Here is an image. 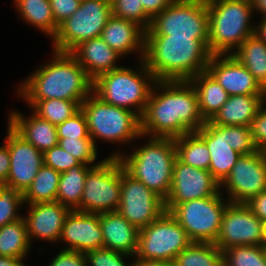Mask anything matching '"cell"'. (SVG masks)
Wrapping results in <instances>:
<instances>
[{"label":"cell","mask_w":266,"mask_h":266,"mask_svg":"<svg viewBox=\"0 0 266 266\" xmlns=\"http://www.w3.org/2000/svg\"><path fill=\"white\" fill-rule=\"evenodd\" d=\"M154 85L158 88L151 89L140 117L141 135L176 138L196 132L205 124L197 92L189 80L155 81Z\"/></svg>","instance_id":"obj_1"},{"label":"cell","mask_w":266,"mask_h":266,"mask_svg":"<svg viewBox=\"0 0 266 266\" xmlns=\"http://www.w3.org/2000/svg\"><path fill=\"white\" fill-rule=\"evenodd\" d=\"M209 37L145 35L143 61L156 81L190 80L206 71Z\"/></svg>","instance_id":"obj_2"},{"label":"cell","mask_w":266,"mask_h":266,"mask_svg":"<svg viewBox=\"0 0 266 266\" xmlns=\"http://www.w3.org/2000/svg\"><path fill=\"white\" fill-rule=\"evenodd\" d=\"M54 53L52 61L21 84L19 95L26 100L84 101L93 92V80L70 52Z\"/></svg>","instance_id":"obj_3"},{"label":"cell","mask_w":266,"mask_h":266,"mask_svg":"<svg viewBox=\"0 0 266 266\" xmlns=\"http://www.w3.org/2000/svg\"><path fill=\"white\" fill-rule=\"evenodd\" d=\"M150 138L147 144L137 148L127 157L119 154V151L109 157H118L130 176L166 200L176 160L174 138L152 136Z\"/></svg>","instance_id":"obj_4"},{"label":"cell","mask_w":266,"mask_h":266,"mask_svg":"<svg viewBox=\"0 0 266 266\" xmlns=\"http://www.w3.org/2000/svg\"><path fill=\"white\" fill-rule=\"evenodd\" d=\"M206 1L211 55H226L254 34V27L250 25L254 13L251 0Z\"/></svg>","instance_id":"obj_5"},{"label":"cell","mask_w":266,"mask_h":266,"mask_svg":"<svg viewBox=\"0 0 266 266\" xmlns=\"http://www.w3.org/2000/svg\"><path fill=\"white\" fill-rule=\"evenodd\" d=\"M140 63L142 71L139 70V72L121 66L101 74L93 81V93L103 102L134 111L141 117L153 87L151 85L156 80L143 59ZM130 106H135V110H132Z\"/></svg>","instance_id":"obj_6"},{"label":"cell","mask_w":266,"mask_h":266,"mask_svg":"<svg viewBox=\"0 0 266 266\" xmlns=\"http://www.w3.org/2000/svg\"><path fill=\"white\" fill-rule=\"evenodd\" d=\"M81 110L94 143L97 138L123 144L143 137L140 117L134 111L107 104L93 92L81 103Z\"/></svg>","instance_id":"obj_7"},{"label":"cell","mask_w":266,"mask_h":266,"mask_svg":"<svg viewBox=\"0 0 266 266\" xmlns=\"http://www.w3.org/2000/svg\"><path fill=\"white\" fill-rule=\"evenodd\" d=\"M223 202L220 191L210 197L180 204H165V209L186 230L193 242L214 243L219 234L223 213L230 203Z\"/></svg>","instance_id":"obj_8"},{"label":"cell","mask_w":266,"mask_h":266,"mask_svg":"<svg viewBox=\"0 0 266 266\" xmlns=\"http://www.w3.org/2000/svg\"><path fill=\"white\" fill-rule=\"evenodd\" d=\"M111 16L110 0H81L79 9L58 25L53 49L71 52L81 42L101 36Z\"/></svg>","instance_id":"obj_9"},{"label":"cell","mask_w":266,"mask_h":266,"mask_svg":"<svg viewBox=\"0 0 266 266\" xmlns=\"http://www.w3.org/2000/svg\"><path fill=\"white\" fill-rule=\"evenodd\" d=\"M208 27L206 0H175L151 20L145 35L209 37Z\"/></svg>","instance_id":"obj_10"},{"label":"cell","mask_w":266,"mask_h":266,"mask_svg":"<svg viewBox=\"0 0 266 266\" xmlns=\"http://www.w3.org/2000/svg\"><path fill=\"white\" fill-rule=\"evenodd\" d=\"M121 201V162L108 157L87 173L80 205L76 211L102 213L117 211Z\"/></svg>","instance_id":"obj_11"},{"label":"cell","mask_w":266,"mask_h":266,"mask_svg":"<svg viewBox=\"0 0 266 266\" xmlns=\"http://www.w3.org/2000/svg\"><path fill=\"white\" fill-rule=\"evenodd\" d=\"M193 241L176 219L165 211L154 222L139 230L135 258L173 262Z\"/></svg>","instance_id":"obj_12"},{"label":"cell","mask_w":266,"mask_h":266,"mask_svg":"<svg viewBox=\"0 0 266 266\" xmlns=\"http://www.w3.org/2000/svg\"><path fill=\"white\" fill-rule=\"evenodd\" d=\"M117 211L140 230L166 211L165 200L130 176L121 164V201Z\"/></svg>","instance_id":"obj_13"},{"label":"cell","mask_w":266,"mask_h":266,"mask_svg":"<svg viewBox=\"0 0 266 266\" xmlns=\"http://www.w3.org/2000/svg\"><path fill=\"white\" fill-rule=\"evenodd\" d=\"M223 185L230 203H247L266 190V152L242 154Z\"/></svg>","instance_id":"obj_14"},{"label":"cell","mask_w":266,"mask_h":266,"mask_svg":"<svg viewBox=\"0 0 266 266\" xmlns=\"http://www.w3.org/2000/svg\"><path fill=\"white\" fill-rule=\"evenodd\" d=\"M214 244L221 251L237 245H262L261 220L245 203H229Z\"/></svg>","instance_id":"obj_15"},{"label":"cell","mask_w":266,"mask_h":266,"mask_svg":"<svg viewBox=\"0 0 266 266\" xmlns=\"http://www.w3.org/2000/svg\"><path fill=\"white\" fill-rule=\"evenodd\" d=\"M6 145L9 149L10 169L6 186L24 193L43 165V152L20 136L9 124Z\"/></svg>","instance_id":"obj_16"},{"label":"cell","mask_w":266,"mask_h":266,"mask_svg":"<svg viewBox=\"0 0 266 266\" xmlns=\"http://www.w3.org/2000/svg\"><path fill=\"white\" fill-rule=\"evenodd\" d=\"M220 188L222 187L209 170L186 165L176 158L171 188L165 204H180L214 196L220 191Z\"/></svg>","instance_id":"obj_17"},{"label":"cell","mask_w":266,"mask_h":266,"mask_svg":"<svg viewBox=\"0 0 266 266\" xmlns=\"http://www.w3.org/2000/svg\"><path fill=\"white\" fill-rule=\"evenodd\" d=\"M206 71L229 96L266 95L254 76L232 54L211 55Z\"/></svg>","instance_id":"obj_18"},{"label":"cell","mask_w":266,"mask_h":266,"mask_svg":"<svg viewBox=\"0 0 266 266\" xmlns=\"http://www.w3.org/2000/svg\"><path fill=\"white\" fill-rule=\"evenodd\" d=\"M60 239L68 245L65 250L86 253L104 245L100 213L71 210L67 215Z\"/></svg>","instance_id":"obj_19"},{"label":"cell","mask_w":266,"mask_h":266,"mask_svg":"<svg viewBox=\"0 0 266 266\" xmlns=\"http://www.w3.org/2000/svg\"><path fill=\"white\" fill-rule=\"evenodd\" d=\"M196 133L205 141L209 150V171L221 185L241 154L233 150L227 141V125H215L209 120Z\"/></svg>","instance_id":"obj_20"},{"label":"cell","mask_w":266,"mask_h":266,"mask_svg":"<svg viewBox=\"0 0 266 266\" xmlns=\"http://www.w3.org/2000/svg\"><path fill=\"white\" fill-rule=\"evenodd\" d=\"M28 205V216L24 219L30 243L35 237L50 242L58 241L71 209L57 201Z\"/></svg>","instance_id":"obj_21"},{"label":"cell","mask_w":266,"mask_h":266,"mask_svg":"<svg viewBox=\"0 0 266 266\" xmlns=\"http://www.w3.org/2000/svg\"><path fill=\"white\" fill-rule=\"evenodd\" d=\"M100 37L121 56L140 49L141 58L139 59L144 57L145 30L133 21L112 15Z\"/></svg>","instance_id":"obj_22"},{"label":"cell","mask_w":266,"mask_h":266,"mask_svg":"<svg viewBox=\"0 0 266 266\" xmlns=\"http://www.w3.org/2000/svg\"><path fill=\"white\" fill-rule=\"evenodd\" d=\"M70 53L93 81L101 74L121 67L116 65V60L121 55L108 46L100 36L81 42Z\"/></svg>","instance_id":"obj_23"},{"label":"cell","mask_w":266,"mask_h":266,"mask_svg":"<svg viewBox=\"0 0 266 266\" xmlns=\"http://www.w3.org/2000/svg\"><path fill=\"white\" fill-rule=\"evenodd\" d=\"M104 248L135 256L139 229L130 224L118 211L100 213Z\"/></svg>","instance_id":"obj_24"},{"label":"cell","mask_w":266,"mask_h":266,"mask_svg":"<svg viewBox=\"0 0 266 266\" xmlns=\"http://www.w3.org/2000/svg\"><path fill=\"white\" fill-rule=\"evenodd\" d=\"M8 118V124L41 152L58 145L56 125L40 118L35 113L26 119L21 113L12 111Z\"/></svg>","instance_id":"obj_25"},{"label":"cell","mask_w":266,"mask_h":266,"mask_svg":"<svg viewBox=\"0 0 266 266\" xmlns=\"http://www.w3.org/2000/svg\"><path fill=\"white\" fill-rule=\"evenodd\" d=\"M266 95H232L210 120L215 125L250 127L260 108L265 105Z\"/></svg>","instance_id":"obj_26"},{"label":"cell","mask_w":266,"mask_h":266,"mask_svg":"<svg viewBox=\"0 0 266 266\" xmlns=\"http://www.w3.org/2000/svg\"><path fill=\"white\" fill-rule=\"evenodd\" d=\"M189 81L197 92L201 116L205 121L211 120L228 100V93L207 71L197 74Z\"/></svg>","instance_id":"obj_27"},{"label":"cell","mask_w":266,"mask_h":266,"mask_svg":"<svg viewBox=\"0 0 266 266\" xmlns=\"http://www.w3.org/2000/svg\"><path fill=\"white\" fill-rule=\"evenodd\" d=\"M229 54L244 65L266 91V43L253 34Z\"/></svg>","instance_id":"obj_28"},{"label":"cell","mask_w":266,"mask_h":266,"mask_svg":"<svg viewBox=\"0 0 266 266\" xmlns=\"http://www.w3.org/2000/svg\"><path fill=\"white\" fill-rule=\"evenodd\" d=\"M100 163L92 166L81 163L61 173L56 201L75 210L80 205L88 171Z\"/></svg>","instance_id":"obj_29"},{"label":"cell","mask_w":266,"mask_h":266,"mask_svg":"<svg viewBox=\"0 0 266 266\" xmlns=\"http://www.w3.org/2000/svg\"><path fill=\"white\" fill-rule=\"evenodd\" d=\"M176 158L186 165L209 170L210 153L205 141L196 133L190 132L174 138Z\"/></svg>","instance_id":"obj_30"},{"label":"cell","mask_w":266,"mask_h":266,"mask_svg":"<svg viewBox=\"0 0 266 266\" xmlns=\"http://www.w3.org/2000/svg\"><path fill=\"white\" fill-rule=\"evenodd\" d=\"M30 245L24 217L0 227V256L25 259Z\"/></svg>","instance_id":"obj_31"},{"label":"cell","mask_w":266,"mask_h":266,"mask_svg":"<svg viewBox=\"0 0 266 266\" xmlns=\"http://www.w3.org/2000/svg\"><path fill=\"white\" fill-rule=\"evenodd\" d=\"M61 173L43 164L31 185L23 193L27 204L55 202Z\"/></svg>","instance_id":"obj_32"},{"label":"cell","mask_w":266,"mask_h":266,"mask_svg":"<svg viewBox=\"0 0 266 266\" xmlns=\"http://www.w3.org/2000/svg\"><path fill=\"white\" fill-rule=\"evenodd\" d=\"M14 2L21 18L53 39L58 25L55 23L49 0H14Z\"/></svg>","instance_id":"obj_33"},{"label":"cell","mask_w":266,"mask_h":266,"mask_svg":"<svg viewBox=\"0 0 266 266\" xmlns=\"http://www.w3.org/2000/svg\"><path fill=\"white\" fill-rule=\"evenodd\" d=\"M174 266H223V252L210 242H192L173 260Z\"/></svg>","instance_id":"obj_34"},{"label":"cell","mask_w":266,"mask_h":266,"mask_svg":"<svg viewBox=\"0 0 266 266\" xmlns=\"http://www.w3.org/2000/svg\"><path fill=\"white\" fill-rule=\"evenodd\" d=\"M27 102L36 115L57 126L78 113L83 101L48 99L27 100Z\"/></svg>","instance_id":"obj_35"},{"label":"cell","mask_w":266,"mask_h":266,"mask_svg":"<svg viewBox=\"0 0 266 266\" xmlns=\"http://www.w3.org/2000/svg\"><path fill=\"white\" fill-rule=\"evenodd\" d=\"M223 252V266H266V248L263 245H237Z\"/></svg>","instance_id":"obj_36"},{"label":"cell","mask_w":266,"mask_h":266,"mask_svg":"<svg viewBox=\"0 0 266 266\" xmlns=\"http://www.w3.org/2000/svg\"><path fill=\"white\" fill-rule=\"evenodd\" d=\"M112 15L133 21L145 31L149 29L151 19L145 14L141 0H110Z\"/></svg>","instance_id":"obj_37"},{"label":"cell","mask_w":266,"mask_h":266,"mask_svg":"<svg viewBox=\"0 0 266 266\" xmlns=\"http://www.w3.org/2000/svg\"><path fill=\"white\" fill-rule=\"evenodd\" d=\"M58 145L85 165L92 164L97 158L92 138H58Z\"/></svg>","instance_id":"obj_38"},{"label":"cell","mask_w":266,"mask_h":266,"mask_svg":"<svg viewBox=\"0 0 266 266\" xmlns=\"http://www.w3.org/2000/svg\"><path fill=\"white\" fill-rule=\"evenodd\" d=\"M24 204L23 193L17 189L1 185L0 187V227L14 222L22 216L17 214V209Z\"/></svg>","instance_id":"obj_39"},{"label":"cell","mask_w":266,"mask_h":266,"mask_svg":"<svg viewBox=\"0 0 266 266\" xmlns=\"http://www.w3.org/2000/svg\"><path fill=\"white\" fill-rule=\"evenodd\" d=\"M227 141L241 155L258 151L248 126L227 125Z\"/></svg>","instance_id":"obj_40"},{"label":"cell","mask_w":266,"mask_h":266,"mask_svg":"<svg viewBox=\"0 0 266 266\" xmlns=\"http://www.w3.org/2000/svg\"><path fill=\"white\" fill-rule=\"evenodd\" d=\"M43 164L52 167L59 173L67 172L71 167L81 163L59 145L43 152Z\"/></svg>","instance_id":"obj_41"},{"label":"cell","mask_w":266,"mask_h":266,"mask_svg":"<svg viewBox=\"0 0 266 266\" xmlns=\"http://www.w3.org/2000/svg\"><path fill=\"white\" fill-rule=\"evenodd\" d=\"M56 127L58 138H91L82 110Z\"/></svg>","instance_id":"obj_42"},{"label":"cell","mask_w":266,"mask_h":266,"mask_svg":"<svg viewBox=\"0 0 266 266\" xmlns=\"http://www.w3.org/2000/svg\"><path fill=\"white\" fill-rule=\"evenodd\" d=\"M87 266H131L126 264L122 257L131 256L126 253L113 251L108 248H99L85 253Z\"/></svg>","instance_id":"obj_43"},{"label":"cell","mask_w":266,"mask_h":266,"mask_svg":"<svg viewBox=\"0 0 266 266\" xmlns=\"http://www.w3.org/2000/svg\"><path fill=\"white\" fill-rule=\"evenodd\" d=\"M266 106H262L250 125L252 139L260 151L266 152Z\"/></svg>","instance_id":"obj_44"},{"label":"cell","mask_w":266,"mask_h":266,"mask_svg":"<svg viewBox=\"0 0 266 266\" xmlns=\"http://www.w3.org/2000/svg\"><path fill=\"white\" fill-rule=\"evenodd\" d=\"M55 23L59 25L79 9L81 0H49Z\"/></svg>","instance_id":"obj_45"},{"label":"cell","mask_w":266,"mask_h":266,"mask_svg":"<svg viewBox=\"0 0 266 266\" xmlns=\"http://www.w3.org/2000/svg\"><path fill=\"white\" fill-rule=\"evenodd\" d=\"M48 266H87L86 254L63 249Z\"/></svg>","instance_id":"obj_46"},{"label":"cell","mask_w":266,"mask_h":266,"mask_svg":"<svg viewBox=\"0 0 266 266\" xmlns=\"http://www.w3.org/2000/svg\"><path fill=\"white\" fill-rule=\"evenodd\" d=\"M175 0H141L145 14L152 20Z\"/></svg>","instance_id":"obj_47"},{"label":"cell","mask_w":266,"mask_h":266,"mask_svg":"<svg viewBox=\"0 0 266 266\" xmlns=\"http://www.w3.org/2000/svg\"><path fill=\"white\" fill-rule=\"evenodd\" d=\"M245 204L260 220L266 219V190L254 196Z\"/></svg>","instance_id":"obj_48"},{"label":"cell","mask_w":266,"mask_h":266,"mask_svg":"<svg viewBox=\"0 0 266 266\" xmlns=\"http://www.w3.org/2000/svg\"><path fill=\"white\" fill-rule=\"evenodd\" d=\"M10 169L9 149L5 144L0 147V184L5 185Z\"/></svg>","instance_id":"obj_49"},{"label":"cell","mask_w":266,"mask_h":266,"mask_svg":"<svg viewBox=\"0 0 266 266\" xmlns=\"http://www.w3.org/2000/svg\"><path fill=\"white\" fill-rule=\"evenodd\" d=\"M131 266H174L173 262L159 261V260H145L136 258Z\"/></svg>","instance_id":"obj_50"},{"label":"cell","mask_w":266,"mask_h":266,"mask_svg":"<svg viewBox=\"0 0 266 266\" xmlns=\"http://www.w3.org/2000/svg\"><path fill=\"white\" fill-rule=\"evenodd\" d=\"M24 259L0 256V266H27L22 262Z\"/></svg>","instance_id":"obj_51"},{"label":"cell","mask_w":266,"mask_h":266,"mask_svg":"<svg viewBox=\"0 0 266 266\" xmlns=\"http://www.w3.org/2000/svg\"><path fill=\"white\" fill-rule=\"evenodd\" d=\"M257 26L254 27V34L266 43V18H263Z\"/></svg>","instance_id":"obj_52"},{"label":"cell","mask_w":266,"mask_h":266,"mask_svg":"<svg viewBox=\"0 0 266 266\" xmlns=\"http://www.w3.org/2000/svg\"><path fill=\"white\" fill-rule=\"evenodd\" d=\"M254 10H258L263 18H266V0H251Z\"/></svg>","instance_id":"obj_53"},{"label":"cell","mask_w":266,"mask_h":266,"mask_svg":"<svg viewBox=\"0 0 266 266\" xmlns=\"http://www.w3.org/2000/svg\"><path fill=\"white\" fill-rule=\"evenodd\" d=\"M262 245L266 247V219L261 220Z\"/></svg>","instance_id":"obj_54"}]
</instances>
